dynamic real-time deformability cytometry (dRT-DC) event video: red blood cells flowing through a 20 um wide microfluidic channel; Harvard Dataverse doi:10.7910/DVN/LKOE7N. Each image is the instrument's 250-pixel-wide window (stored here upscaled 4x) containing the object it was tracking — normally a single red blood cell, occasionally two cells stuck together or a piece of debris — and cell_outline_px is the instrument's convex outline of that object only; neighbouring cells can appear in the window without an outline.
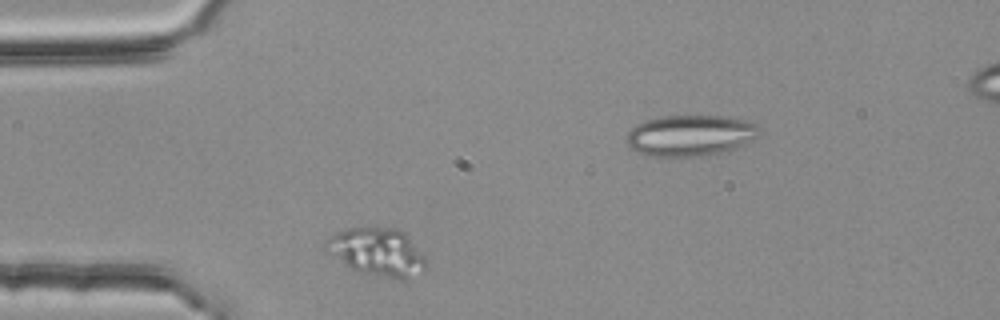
{"species": "common noctule bat (a hibernating species)", "species_latin": "Nyctalus noctula", "temperature_condition": "room temperature", "stored_images_in_passage": 3, "camera_frame_rate_fps": 3000, "um_per_image_px": 0.085, "animal": {"sex": "female", "body_mass_g": 25.1}, "frame": {"image": 1, "passage_image": 2, "time_ms": 0.333, "image_size_px": [1000, 320], "cell_outline_px": [[428, 264], [424, 268], [408, 280], [400, 280], [364, 272], [352, 268], [324, 252], [324, 244], [332, 236], [348, 228], [396, 228], [404, 232], [408, 236], [428, 260]], "centroid_in_image_um": [32.09, 21.42], "position_along_channel_um": 52.9, "area_um2": 27.69}}